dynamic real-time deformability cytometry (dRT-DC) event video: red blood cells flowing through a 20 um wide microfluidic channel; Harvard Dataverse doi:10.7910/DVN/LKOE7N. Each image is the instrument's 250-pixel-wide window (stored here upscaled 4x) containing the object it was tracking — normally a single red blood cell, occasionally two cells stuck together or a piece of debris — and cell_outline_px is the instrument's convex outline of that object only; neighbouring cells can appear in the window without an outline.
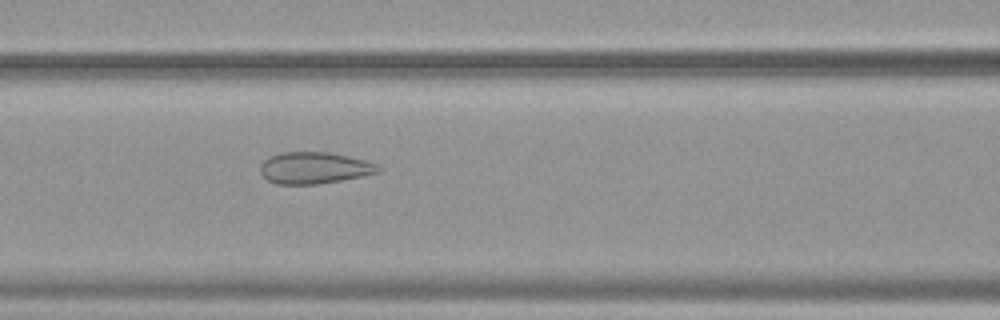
{"species": "common noctule bat (a hibernating species)", "species_latin": "Nyctalus noctula", "temperature_condition": "warm", "stored_images_in_passage": 33, "camera_frame_rate_fps": 3000, "um_per_image_px": 0.085, "animal": {"sex": "female", "body_mass_g": 19.9}, "frame": {"image": 1, "passage_image": 12, "time_ms": 3.667, "image_size_px": [1000, 320], "cell_outline_px": [[384, 168], [380, 172], [364, 176], [316, 184], [276, 184], [268, 180], [260, 172], [260, 164], [268, 156], [280, 152], [328, 152], [348, 156], [364, 160], [376, 164]], "centroid_in_image_um": [26.71, 14.26], "position_along_channel_um": 139.9, "area_um2": 21.85}}
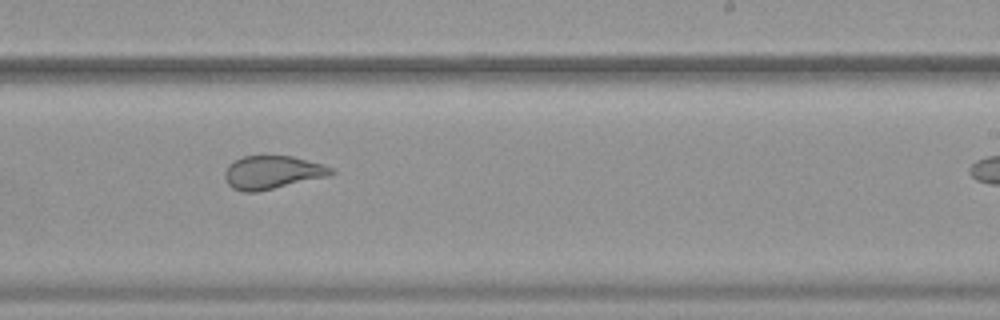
{"frame": {"image": 2, "passage_image": 22, "time_ms": 7.0, "image_size_px": [1000, 320], "cell_outline_px": [[336, 172], [332, 176], [256, 192], [244, 192], [232, 188], [228, 184], [224, 176], [224, 172], [228, 164], [244, 156], [292, 156], [324, 164], [332, 168]], "centroid_in_image_um": [23.19, 14.66], "position_along_channel_um": 265.8, "area_um2": 20.81}}
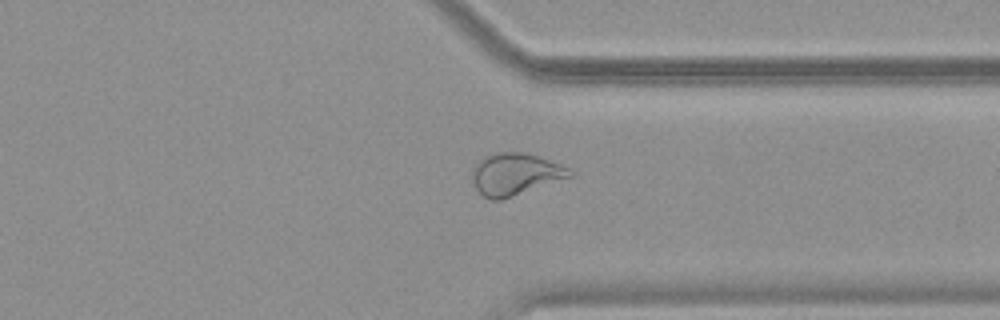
{"frame": {"image": 3, "passage_image": 30, "time_ms": 9.667, "image_size_px": [1000, 320], "cell_outline_px": [[576, 176], [500, 200], [492, 200], [484, 196], [476, 188], [472, 180], [472, 168], [484, 156], [500, 152], [520, 152], [536, 156], [560, 164], [568, 168]], "centroid_in_image_um": [43.81, 14.81], "position_along_channel_um": 367.6, "area_um2": 23.76}}